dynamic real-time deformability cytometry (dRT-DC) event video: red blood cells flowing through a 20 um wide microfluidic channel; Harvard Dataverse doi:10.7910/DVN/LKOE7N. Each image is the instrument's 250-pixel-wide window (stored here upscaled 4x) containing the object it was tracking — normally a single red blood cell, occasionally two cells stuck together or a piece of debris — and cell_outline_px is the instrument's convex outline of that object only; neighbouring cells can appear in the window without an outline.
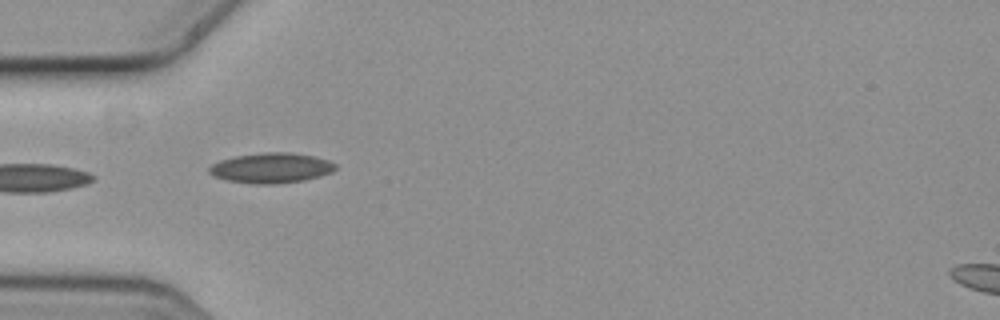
{"species": "common noctule bat (a hibernating species)", "species_latin": "Nyctalus noctula", "temperature_condition": "cold", "stored_images_in_passage": 10, "camera_frame_rate_fps": 3000, "um_per_image_px": 0.085, "animal": {"sex": "female", "body_mass_g": 19.3, "forearm_length_mm": 54.1}, "frame": {"image": 1, "passage_image": 5, "time_ms": 1.333, "image_size_px": [1000, 320], "cell_outline_px": [[336, 168], [332, 172], [320, 176], [304, 180], [276, 184], [252, 184], [228, 180], [212, 176], [208, 172], [208, 168], [212, 164], [220, 160], [236, 156], [264, 152], [292, 152], [312, 156], [328, 160], [336, 164]], "centroid_in_image_um": [23.04, 14.28], "position_along_channel_um": 62.0, "area_um2": 22.25}}
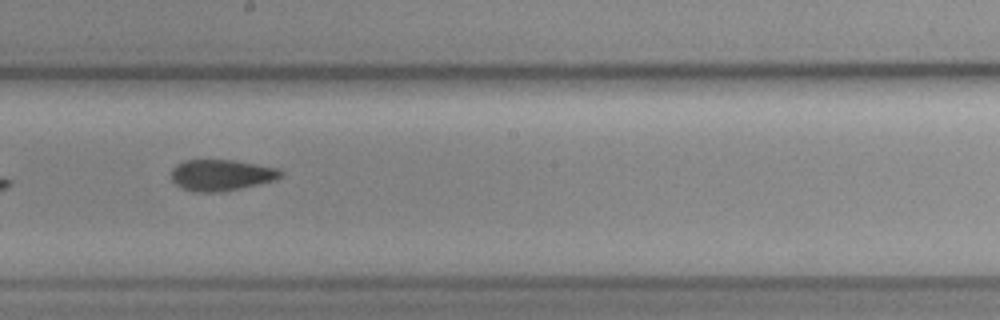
{"frame": {"image": 2, "passage_image": 9, "time_ms": 2.667, "image_size_px": [1000, 320], "cell_outline_px": [[284, 176], [276, 180], [260, 184], [220, 192], [192, 192], [176, 184], [172, 180], [172, 168], [176, 164], [184, 160], [236, 160], [280, 168], [284, 172]], "centroid_in_image_um": [18.87, 14.87], "position_along_channel_um": 229.3, "area_um2": 20.17}}
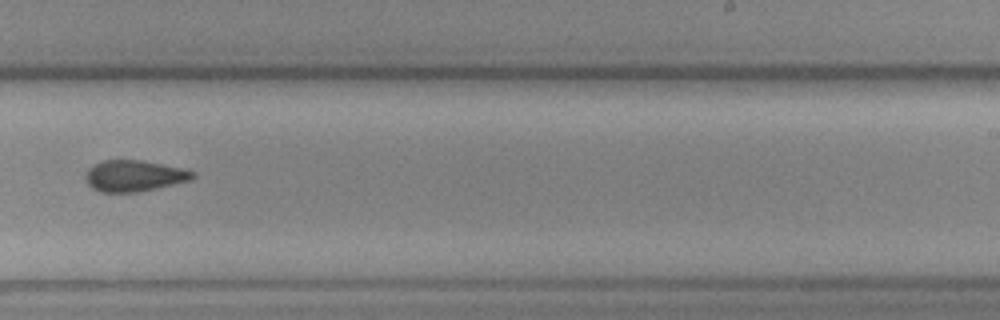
{"frame": {"image": 3, "passage_image": 10, "time_ms": 3.0, "image_size_px": [1000, 320], "cell_outline_px": [[196, 176], [192, 180], [136, 192], [100, 192], [92, 188], [88, 184], [84, 176], [88, 168], [104, 160], [144, 160], [180, 168], [196, 172]], "centroid_in_image_um": [11.4, 14.94], "position_along_channel_um": 277.6, "area_um2": 19.42}}